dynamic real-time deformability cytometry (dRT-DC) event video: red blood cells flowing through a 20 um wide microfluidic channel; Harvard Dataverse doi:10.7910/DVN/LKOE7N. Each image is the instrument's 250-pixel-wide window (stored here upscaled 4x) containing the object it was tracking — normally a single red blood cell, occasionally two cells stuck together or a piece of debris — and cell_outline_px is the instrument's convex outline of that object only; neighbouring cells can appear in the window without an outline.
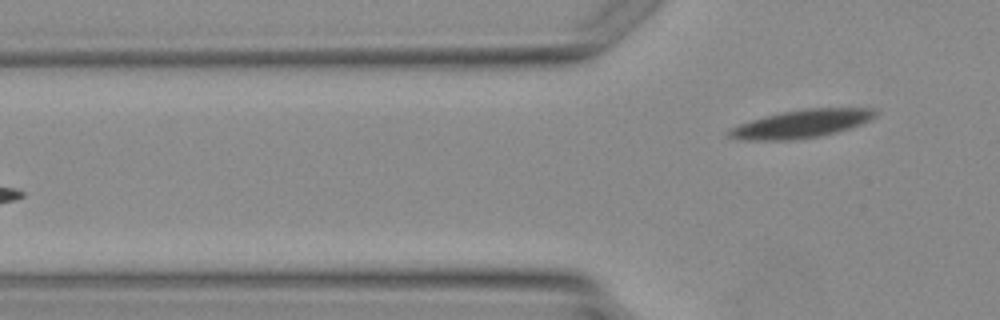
{"species": "Egyptian fruit bat (a non-hibernating species)", "species_latin": "Rousettus aegyptiacus", "temperature_condition": "warm", "stored_images_in_passage": 3, "camera_frame_rate_fps": 3000, "um_per_image_px": 0.085, "animal": {"sex": "female"}, "frame": {"image": 1, "passage_image": 3, "time_ms": 2.333, "image_size_px": [1000, 320], "cell_outline_px": [[876, 116], [872, 120], [836, 132], [820, 136], [792, 140], [748, 140], [728, 136], [728, 132], [732, 128], [740, 124], [764, 116], [804, 108], [876, 108]], "centroid_in_image_um": [68.18, 10.51], "position_along_channel_um": 57.6, "area_um2": 23.64}}